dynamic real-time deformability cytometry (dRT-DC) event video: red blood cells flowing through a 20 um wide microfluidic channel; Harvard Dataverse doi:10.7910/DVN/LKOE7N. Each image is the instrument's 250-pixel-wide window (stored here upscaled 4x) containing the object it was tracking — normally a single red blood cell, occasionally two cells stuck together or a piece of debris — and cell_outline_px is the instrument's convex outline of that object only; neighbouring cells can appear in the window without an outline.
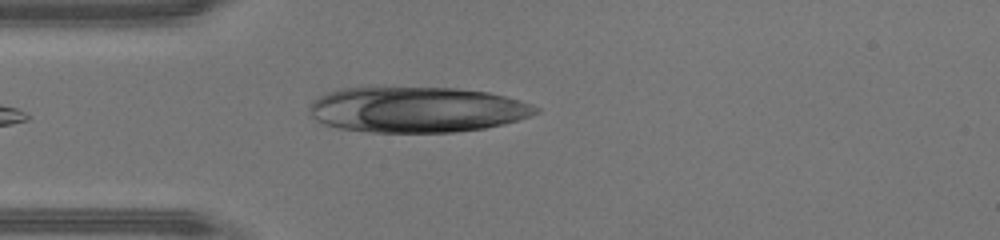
{"species": "human", "species_latin": "Homo sapiens", "temperature_condition": "warm", "stored_images_in_passage": 5, "camera_frame_rate_fps": 3000, "um_per_image_px": 0.085, "donor": {"sex": "male"}, "frame": {"image": 1, "passage_image": 1, "time_ms": 0.0, "image_size_px": [1000, 240], "cell_outline_px": [[540, 112], [504, 124], [484, 128], [456, 132], [368, 132], [340, 128], [324, 124], [316, 120], [308, 112], [308, 108], [312, 100], [328, 92], [340, 88], [372, 84], [384, 84], [456, 88], [488, 92], [520, 100], [532, 104], [540, 108]], "centroid_in_image_um": [35.35, 9.26], "position_along_channel_um": 49.7, "area_um2": 61.96}}